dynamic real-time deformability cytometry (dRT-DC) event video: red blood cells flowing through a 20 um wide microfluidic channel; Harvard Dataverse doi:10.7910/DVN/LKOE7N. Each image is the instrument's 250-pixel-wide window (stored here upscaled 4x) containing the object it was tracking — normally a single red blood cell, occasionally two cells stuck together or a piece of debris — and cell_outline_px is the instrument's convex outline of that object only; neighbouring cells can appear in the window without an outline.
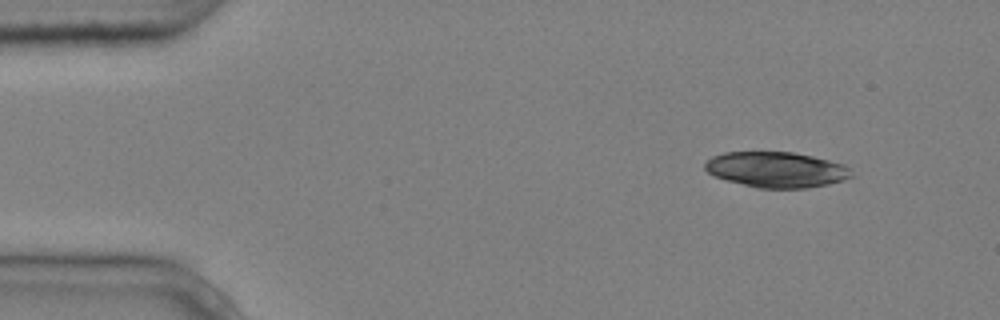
{"species": "common noctule bat (a hibernating species)", "species_latin": "Nyctalus noctula", "temperature_condition": "cold", "stored_images_in_passage": 5, "segment_of_instrument_passage": [2, 2], "camera_frame_rate_fps": 3000, "um_per_image_px": 0.085, "animal": {"sex": "male", "body_mass_g": 20.4}, "frame": {"image": 1, "passage_image": 5, "time_ms": 1.333, "image_size_px": [1000, 320], "cell_outline_px": [[852, 176], [844, 180], [828, 184], [808, 188], [756, 188], [728, 180], [716, 176], [708, 172], [704, 168], [704, 164], [712, 156], [724, 152], [792, 152], [812, 156], [844, 164], [848, 168]], "centroid_in_image_um": [65.98, 14.42], "position_along_channel_um": 19.0, "area_um2": 30.17}}